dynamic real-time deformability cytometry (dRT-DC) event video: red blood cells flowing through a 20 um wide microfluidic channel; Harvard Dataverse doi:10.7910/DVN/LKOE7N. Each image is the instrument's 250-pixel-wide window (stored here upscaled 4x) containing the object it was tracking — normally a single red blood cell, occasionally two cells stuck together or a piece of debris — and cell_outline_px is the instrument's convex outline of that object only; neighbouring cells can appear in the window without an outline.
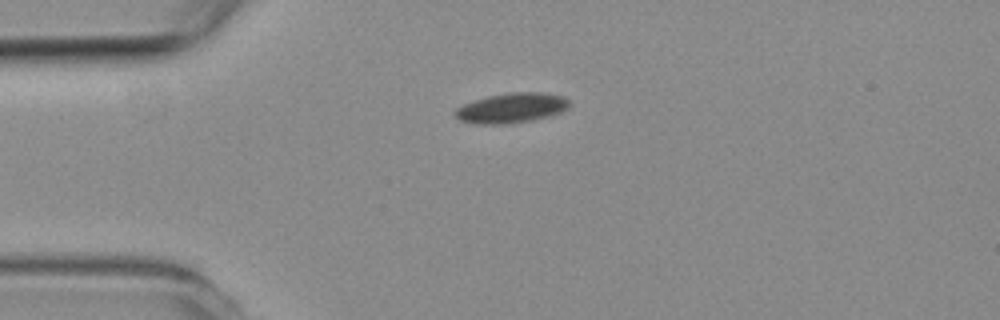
{"species": "common noctule bat (a hibernating species)", "species_latin": "Nyctalus noctula", "temperature_condition": "room temperature", "stored_images_in_passage": 10, "camera_frame_rate_fps": 3000, "um_per_image_px": 0.085, "animal": {"sex": "female", "body_mass_g": 19.3, "forearm_length_mm": 54.1}, "frame": {"image": 1, "passage_image": 3, "time_ms": 3.333, "image_size_px": [1000, 320], "cell_outline_px": [[568, 108], [552, 116], [532, 120], [504, 124], [472, 124], [460, 120], [452, 112], [456, 108], [464, 104], [488, 96], [508, 92], [544, 92], [564, 96], [568, 100]], "centroid_in_image_um": [43.48, 9.18], "position_along_channel_um": 41.5, "area_um2": 20.06}}
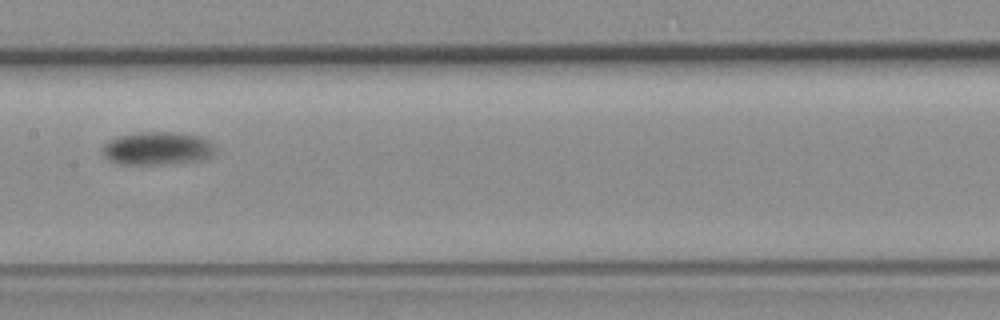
{"frame": {"image": 2, "passage_image": 7, "time_ms": 8.333, "image_size_px": [1000, 320], "cell_outline_px": [[216, 152], [208, 156], [196, 160], [164, 164], [116, 164], [108, 160], [104, 156], [104, 144], [108, 140], [116, 136], [140, 132], [180, 132], [200, 136], [208, 140], [216, 148]], "centroid_in_image_um": [13.34, 12.6], "position_along_channel_um": 194.1, "area_um2": 21.73}}
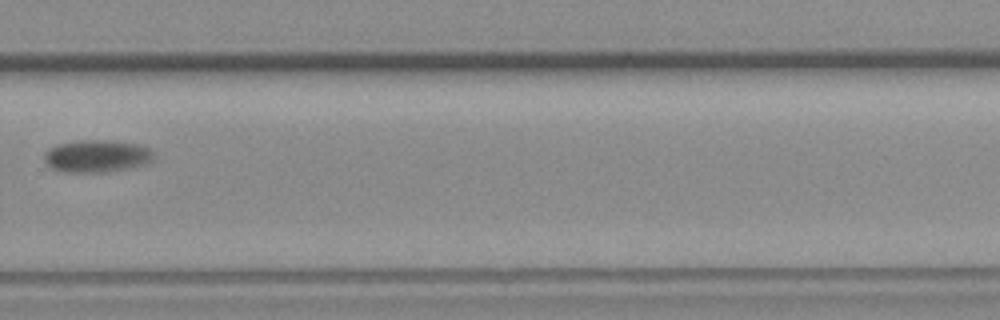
{"frame": {"image": 3, "passage_image": 10, "time_ms": 12.0, "image_size_px": [1000, 320], "cell_outline_px": [[156, 156], [148, 164], [132, 168], [104, 172], [64, 172], [52, 168], [44, 160], [44, 152], [48, 148], [56, 144], [76, 140], [112, 140], [140, 144], [148, 148]], "centroid_in_image_um": [8.25, 13.26], "position_along_channel_um": 321.6, "area_um2": 21.1}}